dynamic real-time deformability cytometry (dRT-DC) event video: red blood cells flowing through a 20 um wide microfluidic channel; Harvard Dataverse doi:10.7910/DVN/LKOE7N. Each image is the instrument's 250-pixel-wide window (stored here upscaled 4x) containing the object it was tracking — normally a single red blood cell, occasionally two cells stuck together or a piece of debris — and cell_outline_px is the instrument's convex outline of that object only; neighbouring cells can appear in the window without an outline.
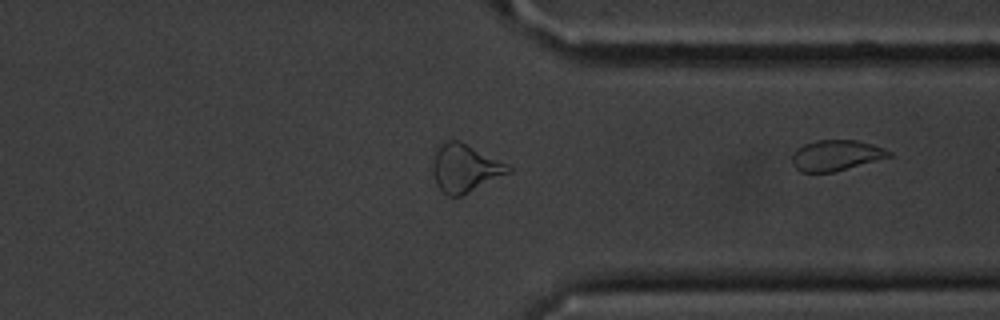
{"species": "common noctule bat (a hibernating species)", "species_latin": "Nyctalus noctula", "temperature_condition": "cold", "stored_images_in_passage": 42, "segment_of_instrument_passage": [2, 2], "camera_frame_rate_fps": 3000, "um_per_image_px": 0.085, "animal": {"sex": "male", "body_mass_g": 20.1, "forearm_length_mm": 53.5}, "frame": {"image": 1, "passage_image": 42, "time_ms": 13.667, "image_size_px": [1000, 320], "cell_outline_px": [[892, 156], [832, 172], [800, 172], [792, 164], [792, 156], [796, 148], [804, 144], [816, 140], [856, 140], [884, 148], [892, 152]], "centroid_in_image_um": [71.03, 13.2], "position_along_channel_um": 340.4, "area_um2": 17.17}}